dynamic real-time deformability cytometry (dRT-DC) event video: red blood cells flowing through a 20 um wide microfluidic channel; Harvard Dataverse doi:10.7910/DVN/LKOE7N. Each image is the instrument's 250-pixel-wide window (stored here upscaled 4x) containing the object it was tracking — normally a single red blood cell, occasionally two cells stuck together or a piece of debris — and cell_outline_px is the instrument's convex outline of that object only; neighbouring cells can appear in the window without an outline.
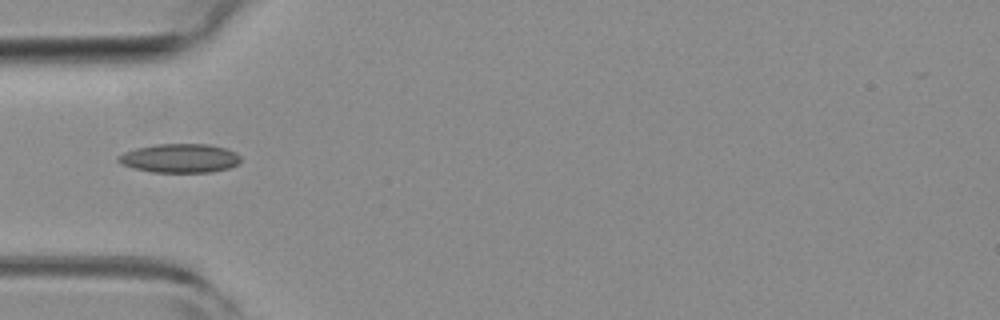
{"species": "common noctule bat (a hibernating species)", "species_latin": "Nyctalus noctula", "temperature_condition": "room temperature", "stored_images_in_passage": 5, "camera_frame_rate_fps": 3000, "um_per_image_px": 0.085, "animal": {"sex": "female", "body_mass_g": 19.3, "forearm_length_mm": 54.1}, "frame": {"image": 1, "passage_image": 5, "time_ms": 1.333, "image_size_px": [1000, 320], "cell_outline_px": [[240, 160], [236, 164], [228, 168], [212, 172], [152, 172], [132, 168], [120, 164], [116, 160], [116, 156], [124, 152], [136, 148], [156, 144], [208, 144], [224, 148], [236, 152], [240, 156]], "centroid_in_image_um": [15.23, 13.45], "position_along_channel_um": 69.8, "area_um2": 20.69}}